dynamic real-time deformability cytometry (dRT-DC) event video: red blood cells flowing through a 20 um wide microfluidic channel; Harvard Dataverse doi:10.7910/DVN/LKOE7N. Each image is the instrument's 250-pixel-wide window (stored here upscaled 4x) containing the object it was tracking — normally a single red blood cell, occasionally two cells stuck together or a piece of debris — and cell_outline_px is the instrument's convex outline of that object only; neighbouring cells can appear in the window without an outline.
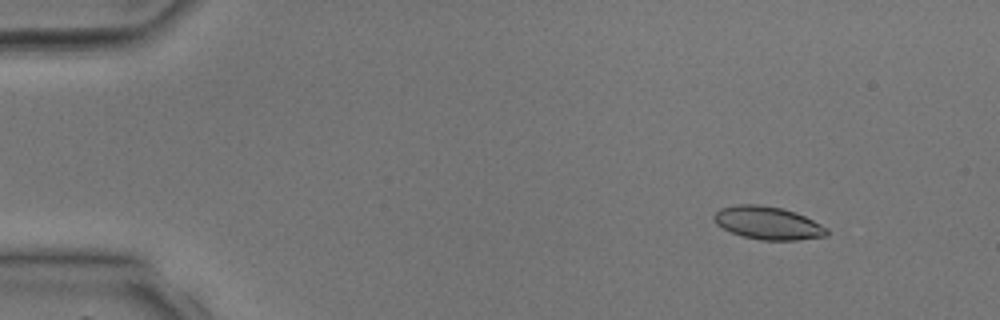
{"species": "common noctule bat (a hibernating species)", "species_latin": "Nyctalus noctula", "temperature_condition": "room temperature", "stored_images_in_passage": 37, "camera_frame_rate_fps": 3000, "um_per_image_px": 0.085, "animal": {"sex": "male", "body_mass_g": 17.9, "forearm_length_mm": 54.2}, "frame": {"image": 1, "passage_image": 2, "time_ms": 0.333, "image_size_px": [1000, 320], "cell_outline_px": [[828, 236], [796, 240], [760, 240], [744, 236], [732, 232], [716, 224], [712, 216], [720, 208], [736, 204], [756, 204], [784, 208], [796, 212], [828, 228]], "centroid_in_image_um": [65.27, 18.94], "position_along_channel_um": 19.7, "area_um2": 21.68}}
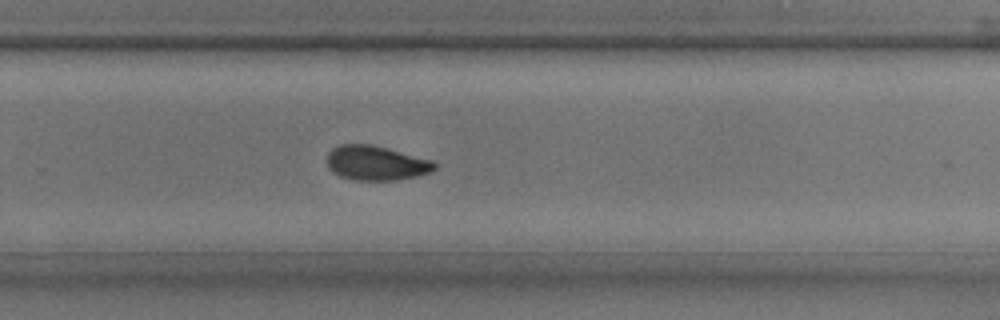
{"frame": {"image": 2, "passage_image": 24, "time_ms": 7.667, "image_size_px": [1000, 320], "cell_outline_px": [[436, 168], [428, 172], [416, 176], [396, 180], [356, 180], [340, 176], [332, 172], [328, 168], [328, 152], [332, 148], [340, 144], [372, 144], [432, 160], [436, 164]], "centroid_in_image_um": [31.94, 13.85], "position_along_channel_um": 297.9, "area_um2": 21.56}}
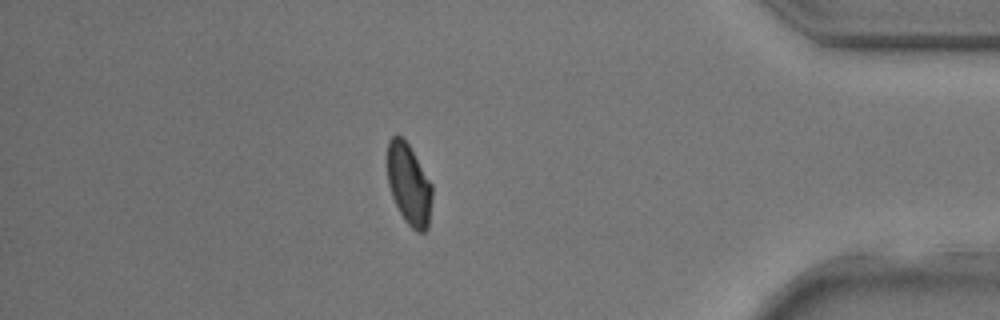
{"frame": {"image": 3, "passage_image": 32, "time_ms": 10.333, "image_size_px": [1000, 320], "cell_outline_px": [[432, 196], [428, 228], [424, 232], [416, 232], [404, 220], [392, 196], [388, 184], [388, 140], [392, 136], [400, 136], [408, 144], [432, 184]], "centroid_in_image_um": [34.77, 15.7], "position_along_channel_um": 400.4, "area_um2": 20.92}}